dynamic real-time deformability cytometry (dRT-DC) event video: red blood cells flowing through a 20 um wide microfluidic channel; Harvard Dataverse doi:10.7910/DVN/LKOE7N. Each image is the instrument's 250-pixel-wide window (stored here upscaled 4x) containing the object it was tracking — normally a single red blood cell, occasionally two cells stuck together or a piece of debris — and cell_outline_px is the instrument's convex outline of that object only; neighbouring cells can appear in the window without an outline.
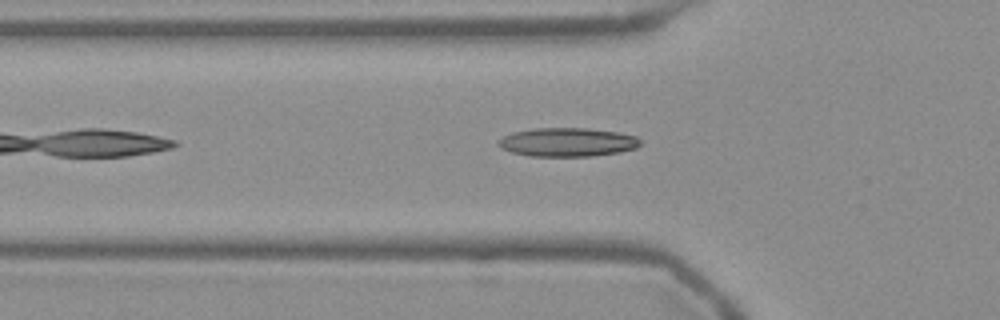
{"species": "Egyptian fruit bat (a non-hibernating species)", "species_latin": "Rousettus aegyptiacus", "temperature_condition": "warm", "stored_images_in_passage": 37, "camera_frame_rate_fps": 3000, "um_per_image_px": 0.085, "frame": {"image": 1, "passage_image": 6, "time_ms": 1.667, "image_size_px": [1000, 320], "cell_outline_px": [[640, 144], [636, 148], [620, 152], [592, 156], [528, 156], [512, 152], [500, 148], [496, 144], [496, 140], [512, 132], [532, 128], [588, 128], [620, 132], [636, 136], [640, 140]], "centroid_in_image_um": [48.2, 12.08], "position_along_channel_um": 77.6, "area_um2": 24.04}}
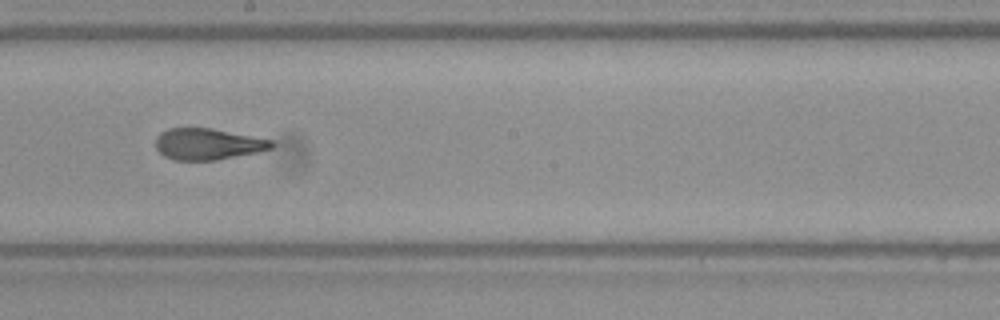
{"frame": {"image": 2, "passage_image": 18, "time_ms": 5.667, "image_size_px": [1000, 320], "cell_outline_px": [[276, 144], [272, 148], [256, 152], [216, 160], [176, 160], [164, 156], [156, 148], [156, 136], [160, 132], [168, 128], [212, 128], [272, 140]], "centroid_in_image_um": [17.65, 12.24], "position_along_channel_um": 230.6, "area_um2": 21.1}}
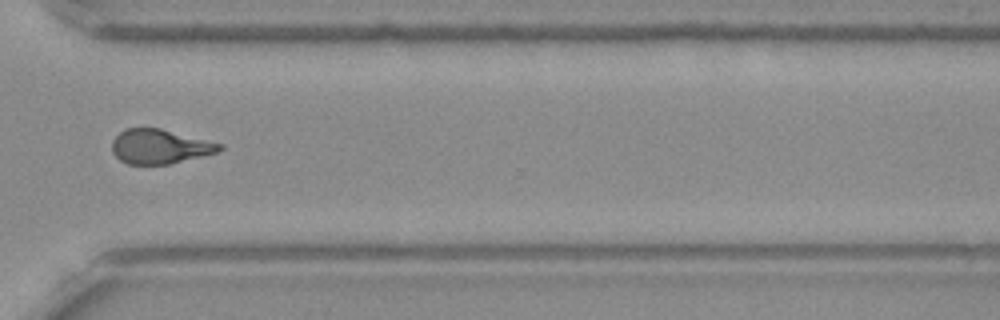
{"frame": {"image": 3, "passage_image": 28, "time_ms": 9.0, "image_size_px": [1000, 320], "cell_outline_px": [[224, 148], [216, 152], [168, 164], [128, 164], [120, 160], [112, 152], [112, 140], [124, 128], [160, 128], [224, 144]], "centroid_in_image_um": [13.56, 12.44], "position_along_channel_um": 357.0, "area_um2": 21.44}, "authors_computed_cell_mechanics": {"area_um2": 22.1952, "velocity_mm_per_s": 3.7907, "shape_relaxation_time_tau1_ms": null, "shape_relaxation_time_tau2_ms": 1.2885, "deformation_change_tau1": null, "deformation_change_tau2": 0.0956}}